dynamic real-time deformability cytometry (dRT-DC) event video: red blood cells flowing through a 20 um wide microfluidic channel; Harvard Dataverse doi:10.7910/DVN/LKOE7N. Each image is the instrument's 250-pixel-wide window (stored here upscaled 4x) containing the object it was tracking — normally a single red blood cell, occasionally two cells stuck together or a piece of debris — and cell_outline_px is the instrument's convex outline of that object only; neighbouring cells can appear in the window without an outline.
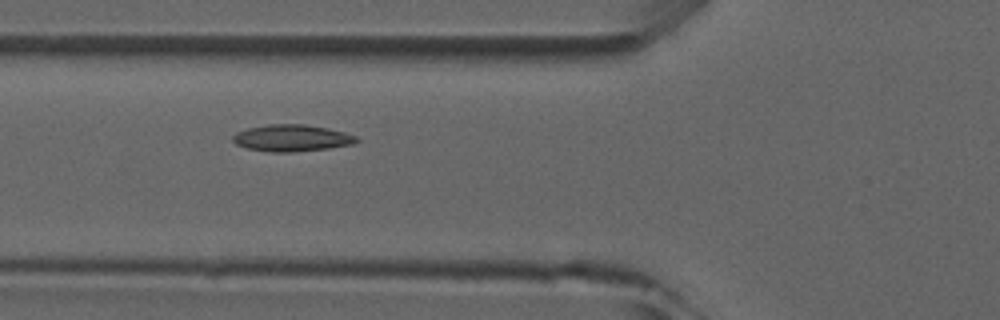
{"species": "common noctule bat (a hibernating species)", "species_latin": "Nyctalus noctula", "temperature_condition": "room temperature", "stored_images_in_passage": 8, "camera_frame_rate_fps": 3000, "um_per_image_px": 0.085, "animal": {"sex": "male", "forearm_length_mm": 52.5}, "frame": {"image": 1, "passage_image": 6, "time_ms": 5.667, "image_size_px": [1000, 320], "cell_outline_px": [[360, 140], [356, 144], [328, 148], [292, 152], [268, 152], [248, 148], [236, 144], [232, 140], [232, 136], [236, 132], [248, 128], [268, 124], [304, 124], [328, 128], [344, 132], [356, 136]], "centroid_in_image_um": [24.82, 11.73], "position_along_channel_um": 101.0, "area_um2": 19.36}}
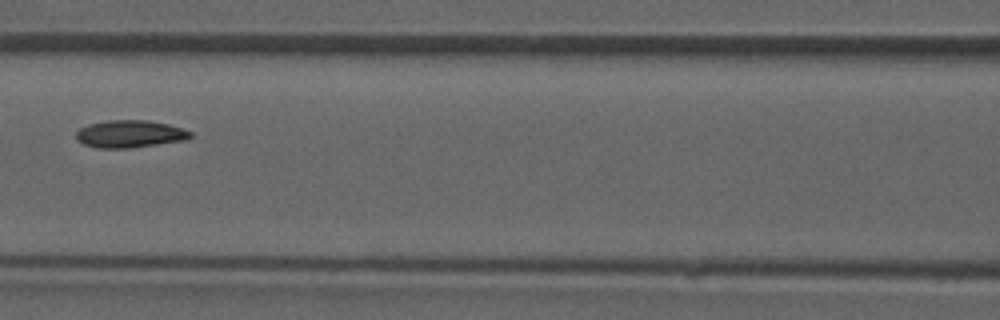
{"frame": {"image": 2, "passage_image": 7, "time_ms": 7.0, "image_size_px": [1000, 320], "cell_outline_px": [[192, 136], [188, 140], [128, 148], [96, 148], [84, 144], [76, 140], [76, 132], [80, 128], [88, 124], [108, 120], [148, 120], [168, 124], [184, 128], [192, 132]], "centroid_in_image_um": [11.06, 11.38], "position_along_channel_um": 155.5, "area_um2": 18.44}}